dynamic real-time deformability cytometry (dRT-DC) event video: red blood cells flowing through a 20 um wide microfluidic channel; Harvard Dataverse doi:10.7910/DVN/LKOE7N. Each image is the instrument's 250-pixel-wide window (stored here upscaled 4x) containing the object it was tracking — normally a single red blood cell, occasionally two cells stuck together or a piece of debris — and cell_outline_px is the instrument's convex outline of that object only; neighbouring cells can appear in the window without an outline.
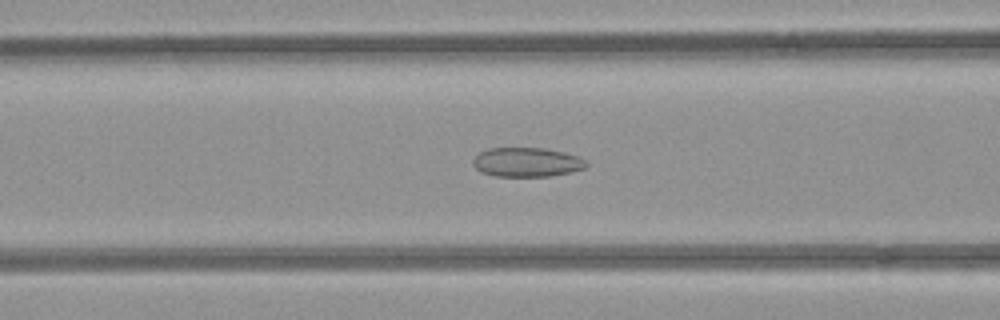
{"species": "common noctule bat (a hibernating species)", "species_latin": "Nyctalus noctula", "temperature_condition": "room temperature", "stored_images_in_passage": 54, "camera_frame_rate_fps": 3000, "um_per_image_px": 0.085, "animal": {"sex": "female", "body_mass_g": 21.9}, "frame": {"image": 1, "passage_image": 22, "time_ms": 7.0, "image_size_px": [1000, 320], "cell_outline_px": [[588, 164], [584, 168], [572, 172], [552, 176], [496, 176], [480, 172], [472, 164], [472, 160], [480, 152], [488, 148], [544, 148], [564, 152], [588, 160]], "centroid_in_image_um": [44.79, 13.79], "position_along_channel_um": 121.8, "area_um2": 19.42}}
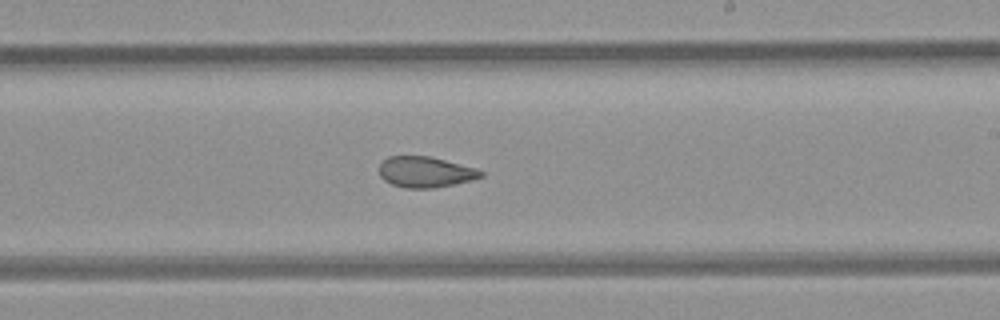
{"frame": {"image": 2, "passage_image": 32, "time_ms": 10.333, "image_size_px": [1000, 320], "cell_outline_px": [[484, 176], [472, 180], [456, 184], [432, 188], [404, 188], [392, 184], [384, 180], [380, 176], [380, 164], [388, 156], [432, 156], [476, 168], [484, 172]], "centroid_in_image_um": [36.18, 14.62], "position_along_channel_um": 252.8, "area_um2": 18.38}}
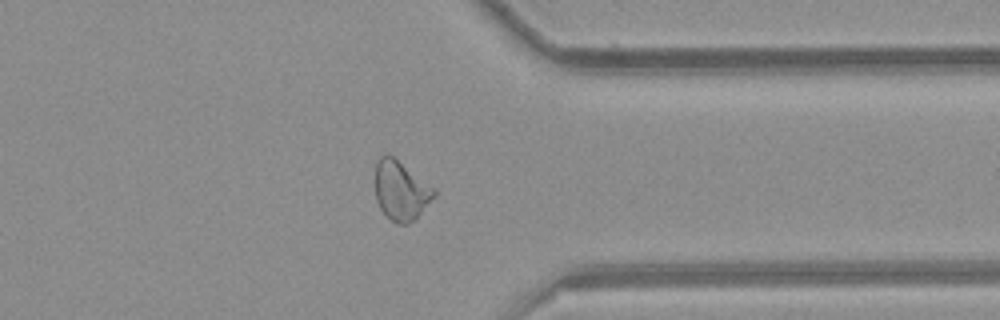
{"frame": {"image": 3, "passage_image": 42, "time_ms": 13.667, "image_size_px": [1000, 320], "cell_outline_px": [[436, 196], [408, 224], [396, 224], [380, 208], [376, 200], [376, 160], [380, 156], [392, 156], [436, 188]], "centroid_in_image_um": [34.09, 16.19], "position_along_channel_um": 377.3, "area_um2": 20.0}, "authors_computed_cell_mechanics": {"area_um2": 21.1837, "velocity_mm_per_s": 3.9289, "shape_relaxation_time_tau1_ms": null, "shape_relaxation_time_tau2_ms": 1.6391, "deformation_change_tau1": null, "deformation_change_tau2": 0.069}}